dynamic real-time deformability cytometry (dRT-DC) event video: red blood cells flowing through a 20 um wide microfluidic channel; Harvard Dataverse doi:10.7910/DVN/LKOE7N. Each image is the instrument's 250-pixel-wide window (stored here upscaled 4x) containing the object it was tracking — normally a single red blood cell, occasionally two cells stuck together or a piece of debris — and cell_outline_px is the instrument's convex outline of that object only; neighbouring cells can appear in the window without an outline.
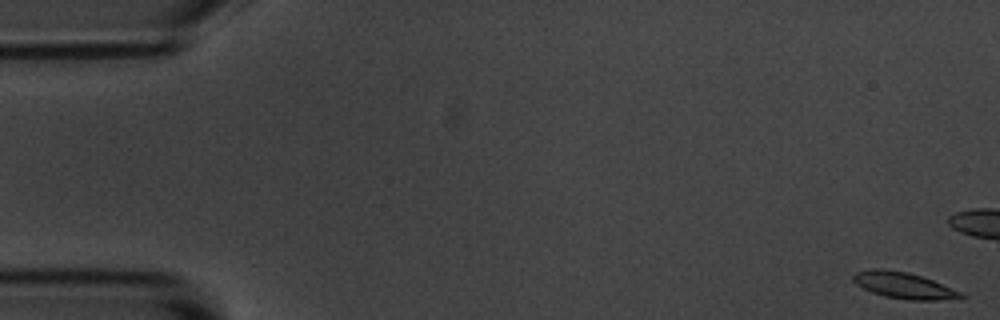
{"species": "common noctule bat (a hibernating species)", "species_latin": "Nyctalus noctula", "temperature_condition": "room temperature", "stored_images_in_passage": 17, "camera_frame_rate_fps": 3000, "um_per_image_px": 0.085, "animal": {"sex": "male", "body_mass_g": 20.1, "forearm_length_mm": 53.5}, "frame": {"image": 1, "passage_image": 1, "time_ms": 0.0, "image_size_px": [1000, 320], "cell_outline_px": [[968, 296], [936, 300], [908, 300], [884, 296], [872, 292], [856, 284], [852, 280], [852, 276], [856, 272], [872, 268], [880, 268], [908, 272], [932, 280], [960, 292]], "centroid_in_image_um": [76.76, 24.25], "position_along_channel_um": 8.2, "area_um2": 16.24}}